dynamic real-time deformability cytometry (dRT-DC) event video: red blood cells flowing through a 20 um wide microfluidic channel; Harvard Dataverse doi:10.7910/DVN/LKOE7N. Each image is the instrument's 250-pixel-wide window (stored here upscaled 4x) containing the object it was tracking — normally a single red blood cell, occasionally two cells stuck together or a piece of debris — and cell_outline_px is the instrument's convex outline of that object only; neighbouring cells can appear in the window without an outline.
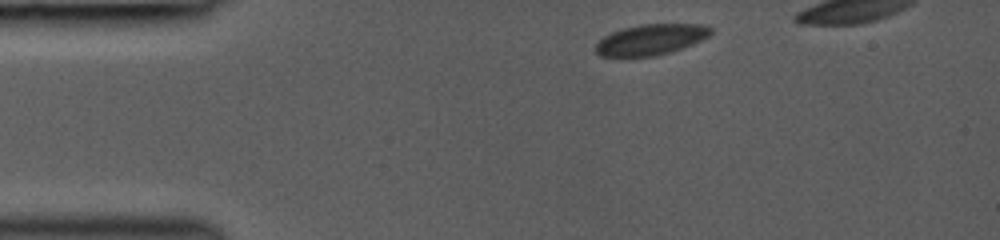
{"species": "common noctule bat (a hibernating species)", "species_latin": "Nyctalus noctula", "temperature_condition": "room temperature", "stored_images_in_passage": 25, "camera_frame_rate_fps": 3000, "um_per_image_px": 0.085, "animal": {"sex": "female", "body_mass_g": 19.0, "forearm_length_mm": 53.3}, "frame": {"image": 1, "passage_image": 1, "time_ms": 0.0, "image_size_px": [1000, 240], "cell_outline_px": [[712, 32], [708, 36], [692, 44], [656, 56], [600, 56], [596, 52], [596, 44], [604, 36], [612, 32], [624, 28], [640, 24], [708, 24], [712, 28]], "centroid_in_image_um": [55.34, 3.35], "position_along_channel_um": 29.7, "area_um2": 20.4}}
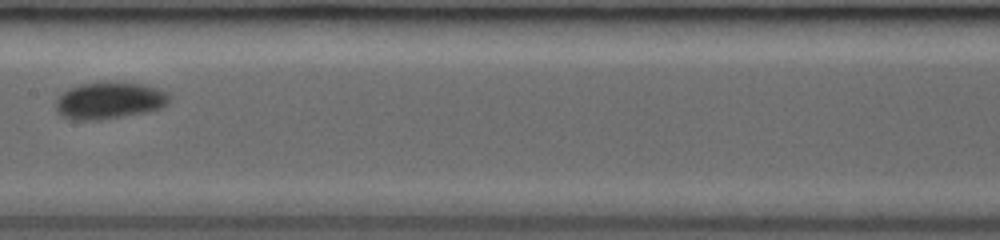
{"frame": {"image": 2, "passage_image": 12, "time_ms": 5.333, "image_size_px": [1000, 240], "cell_outline_px": [[168, 104], [160, 108], [148, 112], [100, 120], [72, 120], [60, 116], [56, 112], [56, 100], [68, 88], [80, 84], [104, 80], [116, 80], [144, 84], [168, 92]], "centroid_in_image_um": [9.28, 8.52], "position_along_channel_um": 198.1, "area_um2": 25.09}}
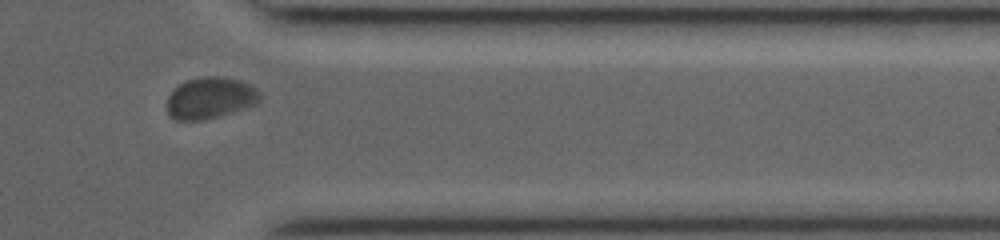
{"frame": {"image": 3, "passage_image": 21, "time_ms": 10.0, "image_size_px": [1000, 240], "cell_outline_px": [[260, 100], [256, 104], [232, 112], [204, 120], [176, 120], [168, 112], [168, 96], [180, 84], [188, 80], [204, 76], [224, 76], [240, 80], [252, 84], [260, 92]], "centroid_in_image_um": [17.92, 8.31], "position_along_channel_um": 393.5, "area_um2": 22.37}}